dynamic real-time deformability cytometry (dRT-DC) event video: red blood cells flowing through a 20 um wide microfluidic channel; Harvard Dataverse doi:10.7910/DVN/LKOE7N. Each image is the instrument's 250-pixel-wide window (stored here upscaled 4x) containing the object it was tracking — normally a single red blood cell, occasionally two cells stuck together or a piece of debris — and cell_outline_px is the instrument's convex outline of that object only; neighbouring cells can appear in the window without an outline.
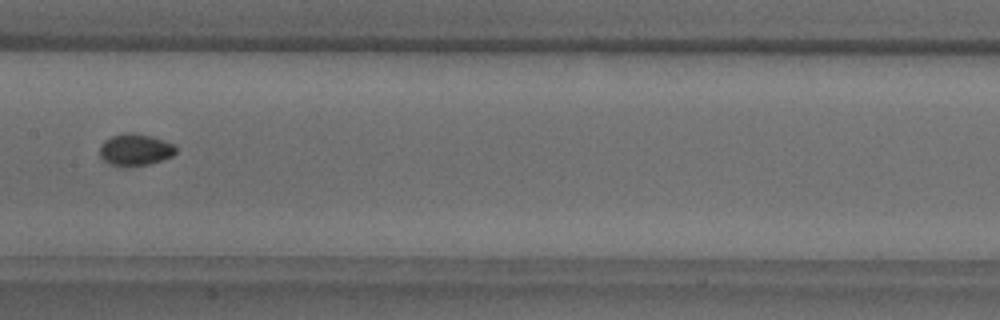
{"species": "common noctule bat (a hibernating species)", "species_latin": "Nyctalus noctula", "temperature_condition": "warm", "stored_images_in_passage": 9, "camera_frame_rate_fps": 3000, "um_per_image_px": 0.085, "animal": {"sex": "male", "body_mass_g": 18.8}, "frame": {"image": 1, "passage_image": 7, "time_ms": 2.0, "image_size_px": [1000, 320], "cell_outline_px": [[176, 152], [172, 156], [148, 164], [128, 168], [112, 164], [104, 160], [100, 156], [100, 144], [104, 140], [112, 136], [124, 132], [132, 132], [152, 136], [172, 144], [176, 148]], "centroid_in_image_um": [11.46, 12.73], "position_along_channel_um": 195.9, "area_um2": 14.16}}